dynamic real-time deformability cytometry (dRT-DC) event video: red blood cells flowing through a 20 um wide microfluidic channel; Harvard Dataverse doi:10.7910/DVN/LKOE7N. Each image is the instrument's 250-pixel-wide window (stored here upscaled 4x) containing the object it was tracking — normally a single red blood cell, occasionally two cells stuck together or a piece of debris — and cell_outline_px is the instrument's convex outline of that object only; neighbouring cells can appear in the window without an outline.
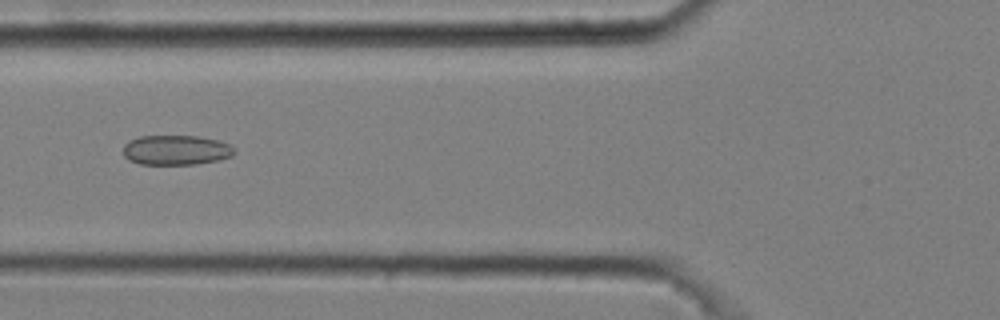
{"species": "common noctule bat (a hibernating species)", "species_latin": "Nyctalus noctula", "temperature_condition": "cold", "stored_images_in_passage": 7, "camera_frame_rate_fps": 3000, "um_per_image_px": 0.085, "animal": {"sex": "male", "body_mass_g": 20.4}, "frame": {"image": 1, "passage_image": 5, "time_ms": 1.333, "image_size_px": [1000, 320], "cell_outline_px": [[236, 152], [232, 156], [220, 160], [196, 164], [140, 164], [128, 160], [124, 156], [124, 144], [128, 140], [140, 136], [196, 136], [220, 140], [228, 144]], "centroid_in_image_um": [14.96, 12.75], "position_along_channel_um": 110.8, "area_um2": 19.42}}
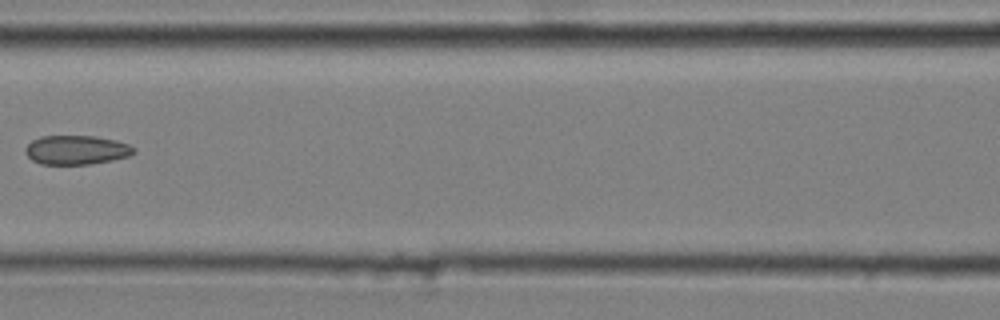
{"frame": {"image": 2, "passage_image": 6, "time_ms": 1.667, "image_size_px": [1000, 320], "cell_outline_px": [[136, 152], [128, 156], [112, 160], [92, 164], [40, 164], [32, 160], [24, 152], [24, 148], [32, 140], [40, 136], [96, 136], [116, 140], [128, 144], [136, 148]], "centroid_in_image_um": [6.49, 12.74], "position_along_channel_um": 160.1, "area_um2": 18.55}}
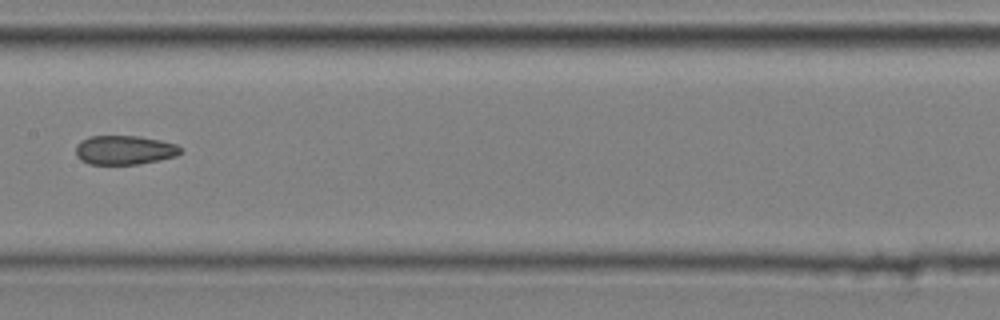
{"frame": {"image": 3, "passage_image": 7, "time_ms": 2.0, "image_size_px": [1000, 320], "cell_outline_px": [[184, 152], [176, 156], [160, 160], [136, 164], [88, 164], [80, 160], [76, 156], [76, 144], [80, 140], [88, 136], [140, 136], [160, 140], [176, 144]], "centroid_in_image_um": [10.56, 12.75], "position_along_channel_um": 196.8, "area_um2": 17.98}}